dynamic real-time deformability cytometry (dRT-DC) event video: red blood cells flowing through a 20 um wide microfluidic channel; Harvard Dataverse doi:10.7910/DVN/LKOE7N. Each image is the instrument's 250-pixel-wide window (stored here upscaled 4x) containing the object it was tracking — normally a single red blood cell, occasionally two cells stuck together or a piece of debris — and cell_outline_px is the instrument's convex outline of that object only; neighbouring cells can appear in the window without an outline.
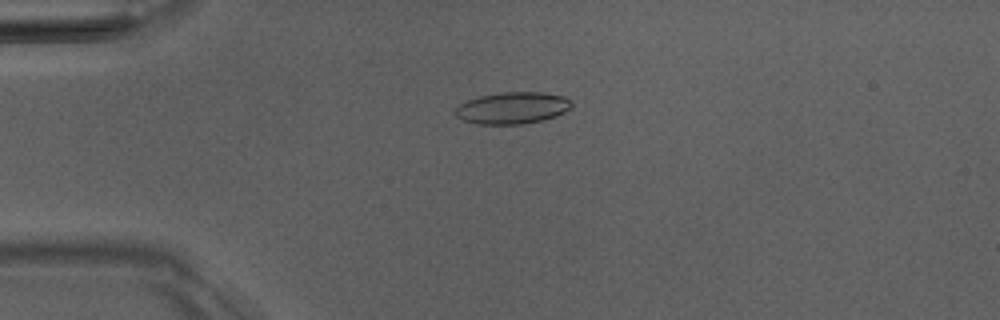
{"species": "Egyptian fruit bat (a non-hibernating species)", "species_latin": "Rousettus aegyptiacus", "temperature_condition": "room temperature", "stored_images_in_passage": 5, "camera_frame_rate_fps": 3000, "um_per_image_px": 0.085, "animal": {"sex": "male"}, "frame": {"image": 1, "passage_image": 4, "time_ms": 3.667, "image_size_px": [1000, 320], "cell_outline_px": [[572, 108], [556, 116], [544, 120], [524, 124], [476, 124], [460, 120], [456, 116], [456, 108], [460, 104], [468, 100], [480, 96], [500, 92], [544, 92], [564, 96], [572, 100]], "centroid_in_image_um": [43.59, 9.18], "position_along_channel_um": 41.4, "area_um2": 21.79}}